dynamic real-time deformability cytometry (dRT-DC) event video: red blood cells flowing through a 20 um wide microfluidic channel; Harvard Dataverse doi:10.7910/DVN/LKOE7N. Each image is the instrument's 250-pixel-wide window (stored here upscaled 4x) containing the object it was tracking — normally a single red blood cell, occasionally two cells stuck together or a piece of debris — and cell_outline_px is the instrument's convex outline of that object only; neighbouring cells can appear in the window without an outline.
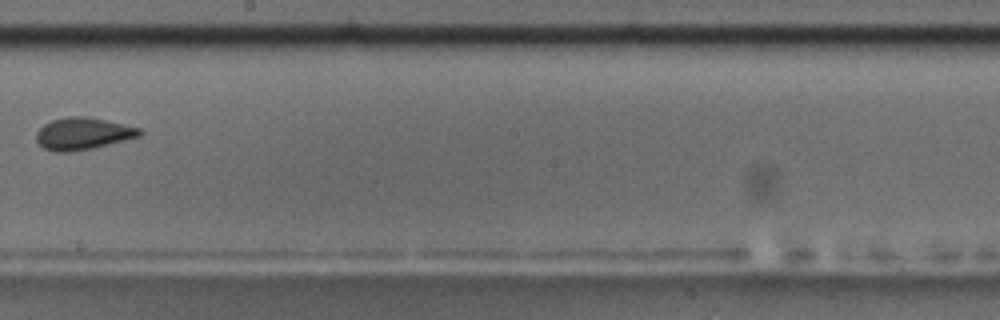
{"species": "common noctule bat (a hibernating species)", "species_latin": "Nyctalus noctula", "temperature_condition": "room temperature", "stored_images_in_passage": 10, "camera_frame_rate_fps": 3000, "um_per_image_px": 0.085, "animal": {"sex": "male", "body_mass_g": 17.5, "forearm_length_mm": 52.3}, "frame": {"image": 1, "passage_image": 9, "time_ms": 10.333, "image_size_px": [1000, 320], "cell_outline_px": [[144, 132], [140, 136], [92, 148], [68, 152], [52, 152], [44, 148], [36, 140], [36, 132], [44, 124], [52, 120], [72, 116], [88, 116], [108, 120], [140, 128]], "centroid_in_image_um": [7.05, 11.35], "position_along_channel_um": 241.2, "area_um2": 19.31}}